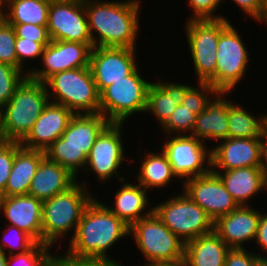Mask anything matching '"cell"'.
<instances>
[{
  "mask_svg": "<svg viewBox=\"0 0 267 266\" xmlns=\"http://www.w3.org/2000/svg\"><path fill=\"white\" fill-rule=\"evenodd\" d=\"M94 47L136 48L141 0H84Z\"/></svg>",
  "mask_w": 267,
  "mask_h": 266,
  "instance_id": "obj_1",
  "label": "cell"
},
{
  "mask_svg": "<svg viewBox=\"0 0 267 266\" xmlns=\"http://www.w3.org/2000/svg\"><path fill=\"white\" fill-rule=\"evenodd\" d=\"M129 233L130 226L95 196L86 207L65 253L76 259H109V248Z\"/></svg>",
  "mask_w": 267,
  "mask_h": 266,
  "instance_id": "obj_2",
  "label": "cell"
},
{
  "mask_svg": "<svg viewBox=\"0 0 267 266\" xmlns=\"http://www.w3.org/2000/svg\"><path fill=\"white\" fill-rule=\"evenodd\" d=\"M110 123L101 113L74 114L62 136L45 150V156L78 179L94 142Z\"/></svg>",
  "mask_w": 267,
  "mask_h": 266,
  "instance_id": "obj_3",
  "label": "cell"
},
{
  "mask_svg": "<svg viewBox=\"0 0 267 266\" xmlns=\"http://www.w3.org/2000/svg\"><path fill=\"white\" fill-rule=\"evenodd\" d=\"M84 180H77L68 190L43 201L42 244L53 248L65 235L70 233L69 241L73 238L86 207L95 198Z\"/></svg>",
  "mask_w": 267,
  "mask_h": 266,
  "instance_id": "obj_4",
  "label": "cell"
},
{
  "mask_svg": "<svg viewBox=\"0 0 267 266\" xmlns=\"http://www.w3.org/2000/svg\"><path fill=\"white\" fill-rule=\"evenodd\" d=\"M49 101L45 83L27 76L0 110V128L4 140L21 142Z\"/></svg>",
  "mask_w": 267,
  "mask_h": 266,
  "instance_id": "obj_5",
  "label": "cell"
},
{
  "mask_svg": "<svg viewBox=\"0 0 267 266\" xmlns=\"http://www.w3.org/2000/svg\"><path fill=\"white\" fill-rule=\"evenodd\" d=\"M49 100L74 114L99 113V92L89 67L65 70L46 82Z\"/></svg>",
  "mask_w": 267,
  "mask_h": 266,
  "instance_id": "obj_6",
  "label": "cell"
},
{
  "mask_svg": "<svg viewBox=\"0 0 267 266\" xmlns=\"http://www.w3.org/2000/svg\"><path fill=\"white\" fill-rule=\"evenodd\" d=\"M138 69L99 93V113L111 123H124L138 112L145 113L152 82L146 81Z\"/></svg>",
  "mask_w": 267,
  "mask_h": 266,
  "instance_id": "obj_7",
  "label": "cell"
},
{
  "mask_svg": "<svg viewBox=\"0 0 267 266\" xmlns=\"http://www.w3.org/2000/svg\"><path fill=\"white\" fill-rule=\"evenodd\" d=\"M229 19L186 20L185 33L198 82H209L216 89L217 45Z\"/></svg>",
  "mask_w": 267,
  "mask_h": 266,
  "instance_id": "obj_8",
  "label": "cell"
},
{
  "mask_svg": "<svg viewBox=\"0 0 267 266\" xmlns=\"http://www.w3.org/2000/svg\"><path fill=\"white\" fill-rule=\"evenodd\" d=\"M129 235L147 264L176 263L184 260V242L153 212L130 226Z\"/></svg>",
  "mask_w": 267,
  "mask_h": 266,
  "instance_id": "obj_9",
  "label": "cell"
},
{
  "mask_svg": "<svg viewBox=\"0 0 267 266\" xmlns=\"http://www.w3.org/2000/svg\"><path fill=\"white\" fill-rule=\"evenodd\" d=\"M153 206V212L184 243L213 231V220L183 191Z\"/></svg>",
  "mask_w": 267,
  "mask_h": 266,
  "instance_id": "obj_10",
  "label": "cell"
},
{
  "mask_svg": "<svg viewBox=\"0 0 267 266\" xmlns=\"http://www.w3.org/2000/svg\"><path fill=\"white\" fill-rule=\"evenodd\" d=\"M239 33L231 23L220 33L216 49V90H236L247 73L251 55Z\"/></svg>",
  "mask_w": 267,
  "mask_h": 266,
  "instance_id": "obj_11",
  "label": "cell"
},
{
  "mask_svg": "<svg viewBox=\"0 0 267 266\" xmlns=\"http://www.w3.org/2000/svg\"><path fill=\"white\" fill-rule=\"evenodd\" d=\"M125 123H110L97 137L87 157L84 173H94L98 182L103 184L106 181L118 178V181H125L124 175L118 172L124 160L128 159L125 155V145L123 142ZM123 130V132H122ZM118 173V174H117Z\"/></svg>",
  "mask_w": 267,
  "mask_h": 266,
  "instance_id": "obj_12",
  "label": "cell"
},
{
  "mask_svg": "<svg viewBox=\"0 0 267 266\" xmlns=\"http://www.w3.org/2000/svg\"><path fill=\"white\" fill-rule=\"evenodd\" d=\"M166 137L161 150L166 154L178 179L183 178L184 182L212 170L211 148L207 149L209 147L204 142L188 134Z\"/></svg>",
  "mask_w": 267,
  "mask_h": 266,
  "instance_id": "obj_13",
  "label": "cell"
},
{
  "mask_svg": "<svg viewBox=\"0 0 267 266\" xmlns=\"http://www.w3.org/2000/svg\"><path fill=\"white\" fill-rule=\"evenodd\" d=\"M93 47V44L51 40L41 55L42 67L31 65L33 68H27L28 77L45 83L62 71L89 67Z\"/></svg>",
  "mask_w": 267,
  "mask_h": 266,
  "instance_id": "obj_14",
  "label": "cell"
},
{
  "mask_svg": "<svg viewBox=\"0 0 267 266\" xmlns=\"http://www.w3.org/2000/svg\"><path fill=\"white\" fill-rule=\"evenodd\" d=\"M47 28L51 40L93 44L84 0H51Z\"/></svg>",
  "mask_w": 267,
  "mask_h": 266,
  "instance_id": "obj_15",
  "label": "cell"
},
{
  "mask_svg": "<svg viewBox=\"0 0 267 266\" xmlns=\"http://www.w3.org/2000/svg\"><path fill=\"white\" fill-rule=\"evenodd\" d=\"M183 192L198 204L213 222L236 210L239 205L225 189L220 177L212 170L182 182Z\"/></svg>",
  "mask_w": 267,
  "mask_h": 266,
  "instance_id": "obj_16",
  "label": "cell"
},
{
  "mask_svg": "<svg viewBox=\"0 0 267 266\" xmlns=\"http://www.w3.org/2000/svg\"><path fill=\"white\" fill-rule=\"evenodd\" d=\"M137 48L93 47L89 68L97 90L130 75L137 67Z\"/></svg>",
  "mask_w": 267,
  "mask_h": 266,
  "instance_id": "obj_17",
  "label": "cell"
},
{
  "mask_svg": "<svg viewBox=\"0 0 267 266\" xmlns=\"http://www.w3.org/2000/svg\"><path fill=\"white\" fill-rule=\"evenodd\" d=\"M261 138H227L211 148L212 171L259 167Z\"/></svg>",
  "mask_w": 267,
  "mask_h": 266,
  "instance_id": "obj_18",
  "label": "cell"
},
{
  "mask_svg": "<svg viewBox=\"0 0 267 266\" xmlns=\"http://www.w3.org/2000/svg\"><path fill=\"white\" fill-rule=\"evenodd\" d=\"M73 115L68 107L49 101L30 132L20 142L21 147L45 152L62 136Z\"/></svg>",
  "mask_w": 267,
  "mask_h": 266,
  "instance_id": "obj_19",
  "label": "cell"
},
{
  "mask_svg": "<svg viewBox=\"0 0 267 266\" xmlns=\"http://www.w3.org/2000/svg\"><path fill=\"white\" fill-rule=\"evenodd\" d=\"M42 204L30 195L0 196V215L5 216L7 225L16 226L42 244Z\"/></svg>",
  "mask_w": 267,
  "mask_h": 266,
  "instance_id": "obj_20",
  "label": "cell"
},
{
  "mask_svg": "<svg viewBox=\"0 0 267 266\" xmlns=\"http://www.w3.org/2000/svg\"><path fill=\"white\" fill-rule=\"evenodd\" d=\"M261 212L250 205L239 206L227 215L217 218L213 231L229 248L244 249V243L255 240Z\"/></svg>",
  "mask_w": 267,
  "mask_h": 266,
  "instance_id": "obj_21",
  "label": "cell"
},
{
  "mask_svg": "<svg viewBox=\"0 0 267 266\" xmlns=\"http://www.w3.org/2000/svg\"><path fill=\"white\" fill-rule=\"evenodd\" d=\"M233 91L217 90L208 100L206 109L196 116L192 136L202 142L221 141L229 138L228 108L233 101L225 96Z\"/></svg>",
  "mask_w": 267,
  "mask_h": 266,
  "instance_id": "obj_22",
  "label": "cell"
},
{
  "mask_svg": "<svg viewBox=\"0 0 267 266\" xmlns=\"http://www.w3.org/2000/svg\"><path fill=\"white\" fill-rule=\"evenodd\" d=\"M77 180V177L67 168L60 166L45 156L31 181L28 195L43 202L68 190Z\"/></svg>",
  "mask_w": 267,
  "mask_h": 266,
  "instance_id": "obj_23",
  "label": "cell"
},
{
  "mask_svg": "<svg viewBox=\"0 0 267 266\" xmlns=\"http://www.w3.org/2000/svg\"><path fill=\"white\" fill-rule=\"evenodd\" d=\"M239 206L249 205L250 199L267 191V178L260 167H242L227 171H213ZM248 201V202H247Z\"/></svg>",
  "mask_w": 267,
  "mask_h": 266,
  "instance_id": "obj_24",
  "label": "cell"
},
{
  "mask_svg": "<svg viewBox=\"0 0 267 266\" xmlns=\"http://www.w3.org/2000/svg\"><path fill=\"white\" fill-rule=\"evenodd\" d=\"M125 181L120 182L119 190L115 192L113 207L104 205L128 226H131L141 218L151 215L153 206L149 208L148 206L153 204L149 202L148 191L140 184Z\"/></svg>",
  "mask_w": 267,
  "mask_h": 266,
  "instance_id": "obj_25",
  "label": "cell"
},
{
  "mask_svg": "<svg viewBox=\"0 0 267 266\" xmlns=\"http://www.w3.org/2000/svg\"><path fill=\"white\" fill-rule=\"evenodd\" d=\"M192 86L171 81H156L150 84L145 113H151L162 127L175 108L183 103L186 92Z\"/></svg>",
  "mask_w": 267,
  "mask_h": 266,
  "instance_id": "obj_26",
  "label": "cell"
},
{
  "mask_svg": "<svg viewBox=\"0 0 267 266\" xmlns=\"http://www.w3.org/2000/svg\"><path fill=\"white\" fill-rule=\"evenodd\" d=\"M45 157L41 150H30L15 142V157L4 192L0 196L28 195L31 181Z\"/></svg>",
  "mask_w": 267,
  "mask_h": 266,
  "instance_id": "obj_27",
  "label": "cell"
},
{
  "mask_svg": "<svg viewBox=\"0 0 267 266\" xmlns=\"http://www.w3.org/2000/svg\"><path fill=\"white\" fill-rule=\"evenodd\" d=\"M228 245L214 232L201 235L184 244L186 266H224Z\"/></svg>",
  "mask_w": 267,
  "mask_h": 266,
  "instance_id": "obj_28",
  "label": "cell"
},
{
  "mask_svg": "<svg viewBox=\"0 0 267 266\" xmlns=\"http://www.w3.org/2000/svg\"><path fill=\"white\" fill-rule=\"evenodd\" d=\"M161 152V153H160ZM160 152H150L144 155L141 160L140 169L136 175L137 183L145 190L154 191V189H162V187H170V183L174 181L177 176L172 170L171 164L168 162L166 154L163 150Z\"/></svg>",
  "mask_w": 267,
  "mask_h": 266,
  "instance_id": "obj_29",
  "label": "cell"
},
{
  "mask_svg": "<svg viewBox=\"0 0 267 266\" xmlns=\"http://www.w3.org/2000/svg\"><path fill=\"white\" fill-rule=\"evenodd\" d=\"M50 3L51 0H2L1 16L10 24L47 25Z\"/></svg>",
  "mask_w": 267,
  "mask_h": 266,
  "instance_id": "obj_30",
  "label": "cell"
},
{
  "mask_svg": "<svg viewBox=\"0 0 267 266\" xmlns=\"http://www.w3.org/2000/svg\"><path fill=\"white\" fill-rule=\"evenodd\" d=\"M235 101L228 108L229 138H262L267 131V113L252 114Z\"/></svg>",
  "mask_w": 267,
  "mask_h": 266,
  "instance_id": "obj_31",
  "label": "cell"
},
{
  "mask_svg": "<svg viewBox=\"0 0 267 266\" xmlns=\"http://www.w3.org/2000/svg\"><path fill=\"white\" fill-rule=\"evenodd\" d=\"M196 116L195 109H189L179 104L161 129L165 135H186V133L191 135L196 123Z\"/></svg>",
  "mask_w": 267,
  "mask_h": 266,
  "instance_id": "obj_32",
  "label": "cell"
},
{
  "mask_svg": "<svg viewBox=\"0 0 267 266\" xmlns=\"http://www.w3.org/2000/svg\"><path fill=\"white\" fill-rule=\"evenodd\" d=\"M52 247L35 243L23 253L9 255L7 266H50Z\"/></svg>",
  "mask_w": 267,
  "mask_h": 266,
  "instance_id": "obj_33",
  "label": "cell"
},
{
  "mask_svg": "<svg viewBox=\"0 0 267 266\" xmlns=\"http://www.w3.org/2000/svg\"><path fill=\"white\" fill-rule=\"evenodd\" d=\"M27 76V72L23 70L0 63V110L11 99L16 88Z\"/></svg>",
  "mask_w": 267,
  "mask_h": 266,
  "instance_id": "obj_34",
  "label": "cell"
},
{
  "mask_svg": "<svg viewBox=\"0 0 267 266\" xmlns=\"http://www.w3.org/2000/svg\"><path fill=\"white\" fill-rule=\"evenodd\" d=\"M6 226L8 227L4 228L3 237L0 238V248L8 256L26 252L36 243L28 234L16 226L7 224Z\"/></svg>",
  "mask_w": 267,
  "mask_h": 266,
  "instance_id": "obj_35",
  "label": "cell"
},
{
  "mask_svg": "<svg viewBox=\"0 0 267 266\" xmlns=\"http://www.w3.org/2000/svg\"><path fill=\"white\" fill-rule=\"evenodd\" d=\"M16 34L13 26L2 16L0 17V63L17 68L15 50Z\"/></svg>",
  "mask_w": 267,
  "mask_h": 266,
  "instance_id": "obj_36",
  "label": "cell"
},
{
  "mask_svg": "<svg viewBox=\"0 0 267 266\" xmlns=\"http://www.w3.org/2000/svg\"><path fill=\"white\" fill-rule=\"evenodd\" d=\"M216 91L209 82L197 81V85H192L186 92L182 105L189 109H195V114L198 115L206 109L208 100Z\"/></svg>",
  "mask_w": 267,
  "mask_h": 266,
  "instance_id": "obj_37",
  "label": "cell"
},
{
  "mask_svg": "<svg viewBox=\"0 0 267 266\" xmlns=\"http://www.w3.org/2000/svg\"><path fill=\"white\" fill-rule=\"evenodd\" d=\"M44 48L45 47L41 43L16 37L15 50L17 56V69L27 72V70H25V63H27V60L33 61L35 59H41Z\"/></svg>",
  "mask_w": 267,
  "mask_h": 266,
  "instance_id": "obj_38",
  "label": "cell"
},
{
  "mask_svg": "<svg viewBox=\"0 0 267 266\" xmlns=\"http://www.w3.org/2000/svg\"><path fill=\"white\" fill-rule=\"evenodd\" d=\"M192 14L187 20L224 19L226 16L217 14V10L222 4V0H187ZM216 13V14H215Z\"/></svg>",
  "mask_w": 267,
  "mask_h": 266,
  "instance_id": "obj_39",
  "label": "cell"
},
{
  "mask_svg": "<svg viewBox=\"0 0 267 266\" xmlns=\"http://www.w3.org/2000/svg\"><path fill=\"white\" fill-rule=\"evenodd\" d=\"M113 257L109 259H76L64 254H53L50 259V266H124L118 263Z\"/></svg>",
  "mask_w": 267,
  "mask_h": 266,
  "instance_id": "obj_40",
  "label": "cell"
},
{
  "mask_svg": "<svg viewBox=\"0 0 267 266\" xmlns=\"http://www.w3.org/2000/svg\"><path fill=\"white\" fill-rule=\"evenodd\" d=\"M15 30L16 37L25 38L27 40L41 43L44 47L50 42L47 25L35 24H11Z\"/></svg>",
  "mask_w": 267,
  "mask_h": 266,
  "instance_id": "obj_41",
  "label": "cell"
},
{
  "mask_svg": "<svg viewBox=\"0 0 267 266\" xmlns=\"http://www.w3.org/2000/svg\"><path fill=\"white\" fill-rule=\"evenodd\" d=\"M15 157V142L4 141L0 145V195L4 192Z\"/></svg>",
  "mask_w": 267,
  "mask_h": 266,
  "instance_id": "obj_42",
  "label": "cell"
},
{
  "mask_svg": "<svg viewBox=\"0 0 267 266\" xmlns=\"http://www.w3.org/2000/svg\"><path fill=\"white\" fill-rule=\"evenodd\" d=\"M249 18L254 21L267 24V7L265 0H231ZM224 3V0H222Z\"/></svg>",
  "mask_w": 267,
  "mask_h": 266,
  "instance_id": "obj_43",
  "label": "cell"
},
{
  "mask_svg": "<svg viewBox=\"0 0 267 266\" xmlns=\"http://www.w3.org/2000/svg\"><path fill=\"white\" fill-rule=\"evenodd\" d=\"M248 250L245 248H230L224 266H254L257 254Z\"/></svg>",
  "mask_w": 267,
  "mask_h": 266,
  "instance_id": "obj_44",
  "label": "cell"
},
{
  "mask_svg": "<svg viewBox=\"0 0 267 266\" xmlns=\"http://www.w3.org/2000/svg\"><path fill=\"white\" fill-rule=\"evenodd\" d=\"M253 242H256L258 249L261 250L259 253L257 252V255L267 256V211L265 213L261 212L257 235Z\"/></svg>",
  "mask_w": 267,
  "mask_h": 266,
  "instance_id": "obj_45",
  "label": "cell"
},
{
  "mask_svg": "<svg viewBox=\"0 0 267 266\" xmlns=\"http://www.w3.org/2000/svg\"><path fill=\"white\" fill-rule=\"evenodd\" d=\"M259 167L267 178V131L261 138Z\"/></svg>",
  "mask_w": 267,
  "mask_h": 266,
  "instance_id": "obj_46",
  "label": "cell"
},
{
  "mask_svg": "<svg viewBox=\"0 0 267 266\" xmlns=\"http://www.w3.org/2000/svg\"><path fill=\"white\" fill-rule=\"evenodd\" d=\"M140 266V265H138ZM141 266H186L184 261L176 263H152V264H143Z\"/></svg>",
  "mask_w": 267,
  "mask_h": 266,
  "instance_id": "obj_47",
  "label": "cell"
},
{
  "mask_svg": "<svg viewBox=\"0 0 267 266\" xmlns=\"http://www.w3.org/2000/svg\"><path fill=\"white\" fill-rule=\"evenodd\" d=\"M254 266H267V256H256Z\"/></svg>",
  "mask_w": 267,
  "mask_h": 266,
  "instance_id": "obj_48",
  "label": "cell"
},
{
  "mask_svg": "<svg viewBox=\"0 0 267 266\" xmlns=\"http://www.w3.org/2000/svg\"><path fill=\"white\" fill-rule=\"evenodd\" d=\"M8 255L0 248V266H7Z\"/></svg>",
  "mask_w": 267,
  "mask_h": 266,
  "instance_id": "obj_49",
  "label": "cell"
},
{
  "mask_svg": "<svg viewBox=\"0 0 267 266\" xmlns=\"http://www.w3.org/2000/svg\"><path fill=\"white\" fill-rule=\"evenodd\" d=\"M4 138L2 136V133H1V128H0V145L4 142Z\"/></svg>",
  "mask_w": 267,
  "mask_h": 266,
  "instance_id": "obj_50",
  "label": "cell"
},
{
  "mask_svg": "<svg viewBox=\"0 0 267 266\" xmlns=\"http://www.w3.org/2000/svg\"><path fill=\"white\" fill-rule=\"evenodd\" d=\"M1 10H2V0H0V17H1Z\"/></svg>",
  "mask_w": 267,
  "mask_h": 266,
  "instance_id": "obj_51",
  "label": "cell"
}]
</instances>
